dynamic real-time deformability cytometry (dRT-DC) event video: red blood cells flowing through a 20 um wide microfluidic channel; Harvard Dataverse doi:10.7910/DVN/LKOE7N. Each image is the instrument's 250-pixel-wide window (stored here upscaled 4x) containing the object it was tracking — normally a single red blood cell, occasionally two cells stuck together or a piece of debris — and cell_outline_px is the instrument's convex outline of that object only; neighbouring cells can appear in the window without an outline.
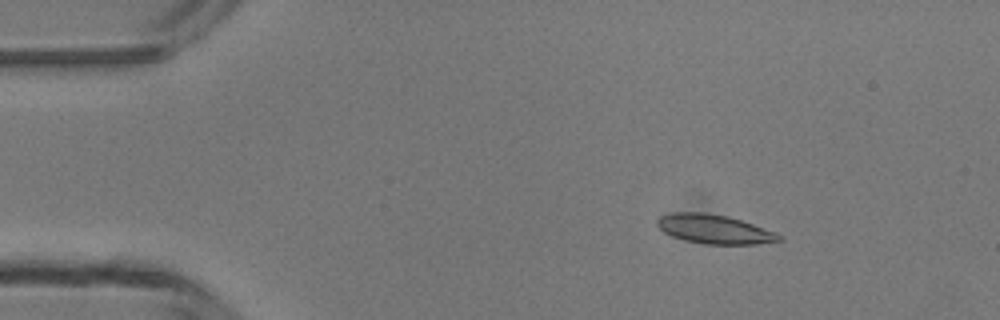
{"species": "common noctule bat (a hibernating species)", "species_latin": "Nyctalus noctula", "temperature_condition": "room temperature", "stored_images_in_passage": 4, "camera_frame_rate_fps": 3000, "um_per_image_px": 0.085, "animal": {"sex": "male", "body_mass_g": 13.3}, "frame": {"image": 1, "passage_image": 2, "time_ms": 1.0, "image_size_px": [1000, 320], "cell_outline_px": [[784, 240], [756, 244], [704, 244], [684, 240], [672, 236], [664, 232], [656, 224], [656, 220], [660, 216], [672, 212], [700, 212], [728, 216], [776, 232], [784, 236]], "centroid_in_image_um": [60.72, 19.48], "position_along_channel_um": 24.3, "area_um2": 20.69}}
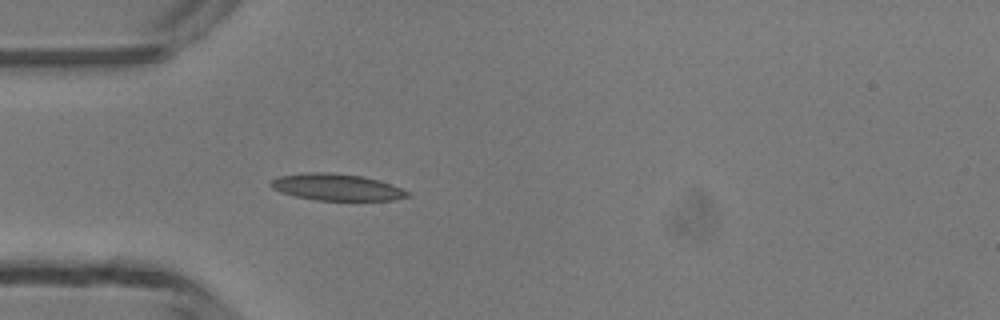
{"frame": {"image": 2, "passage_image": 4, "time_ms": 3.333, "image_size_px": [1000, 320], "cell_outline_px": [[412, 196], [392, 200], [316, 200], [296, 196], [280, 192], [272, 188], [268, 184], [272, 180], [280, 176], [308, 172], [328, 172], [360, 176], [380, 180], [392, 184], [408, 192]], "centroid_in_image_um": [28.61, 15.91], "position_along_channel_um": 56.4, "area_um2": 21.15}}